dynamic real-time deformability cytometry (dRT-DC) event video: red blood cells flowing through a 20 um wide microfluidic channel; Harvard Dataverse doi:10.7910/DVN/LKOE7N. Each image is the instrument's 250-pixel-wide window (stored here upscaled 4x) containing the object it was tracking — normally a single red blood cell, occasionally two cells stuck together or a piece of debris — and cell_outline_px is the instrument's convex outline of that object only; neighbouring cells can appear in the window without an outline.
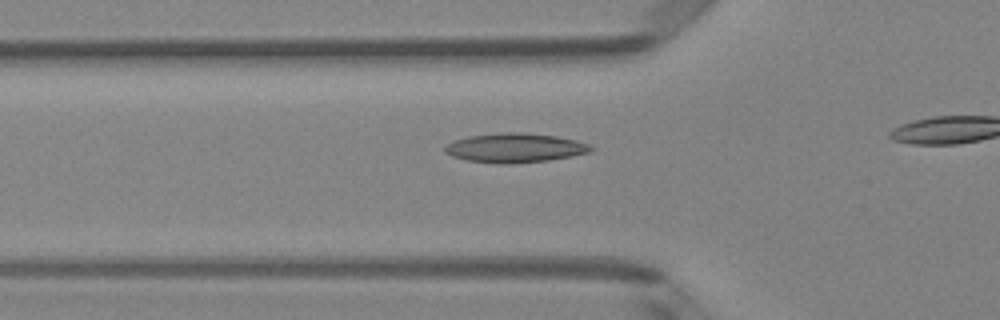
{"species": "Egyptian fruit bat (a non-hibernating species)", "species_latin": "Rousettus aegyptiacus", "temperature_condition": "room temperature", "stored_images_in_passage": 7, "camera_frame_rate_fps": 3000, "um_per_image_px": 0.085, "animal": {"sex": "female"}, "frame": {"image": 1, "passage_image": 2, "time_ms": 0.333, "image_size_px": [1000, 320], "cell_outline_px": [[596, 148], [592, 152], [572, 156], [548, 160], [512, 164], [496, 164], [468, 160], [452, 156], [444, 152], [444, 148], [448, 144], [456, 140], [468, 136], [504, 132], [520, 132], [556, 136], [576, 140], [588, 144]], "centroid_in_image_um": [43.81, 12.57], "position_along_channel_um": 82.0, "area_um2": 24.97}}
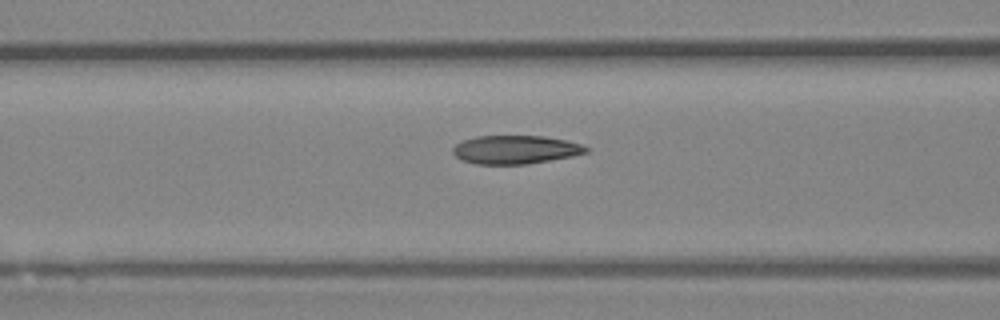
{"frame": {"image": 2, "passage_image": 5, "time_ms": 1.333, "image_size_px": [1000, 320], "cell_outline_px": [[592, 148], [588, 152], [572, 156], [528, 164], [476, 164], [460, 160], [452, 152], [452, 148], [456, 144], [464, 140], [476, 136], [544, 136], [568, 140]], "centroid_in_image_um": [43.83, 12.72], "position_along_channel_um": 122.8, "area_um2": 22.25}}